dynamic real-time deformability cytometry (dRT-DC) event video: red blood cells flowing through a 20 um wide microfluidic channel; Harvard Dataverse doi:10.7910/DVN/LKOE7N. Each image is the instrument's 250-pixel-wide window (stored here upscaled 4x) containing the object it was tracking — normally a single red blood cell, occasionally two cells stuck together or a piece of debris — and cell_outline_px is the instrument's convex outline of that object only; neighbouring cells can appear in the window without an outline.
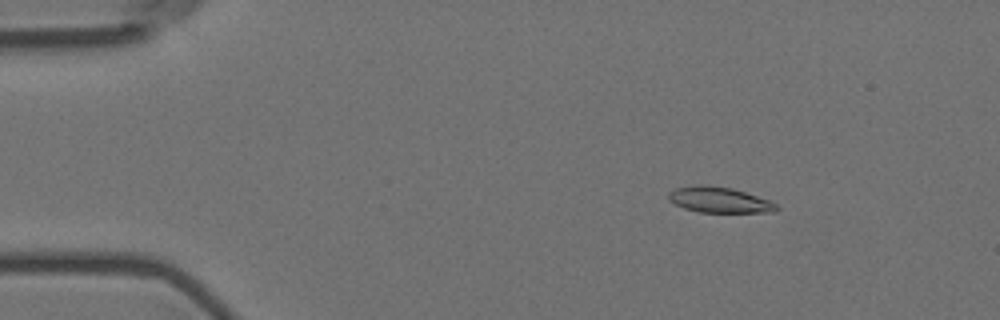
{"species": "Egyptian fruit bat (a non-hibernating species)", "species_latin": "Rousettus aegyptiacus", "temperature_condition": "room temperature", "stored_images_in_passage": 57, "camera_frame_rate_fps": 3000, "um_per_image_px": 0.085, "animal": {"sex": "female"}, "frame": {"image": 1, "passage_image": 9, "time_ms": 2.667, "image_size_px": [1000, 320], "cell_outline_px": [[780, 208], [776, 212], [700, 212], [684, 208], [668, 200], [668, 192], [676, 188], [696, 184], [708, 184], [732, 188], [768, 200], [776, 204]], "centroid_in_image_um": [61.12, 16.98], "position_along_channel_um": 23.9, "area_um2": 16.18}}
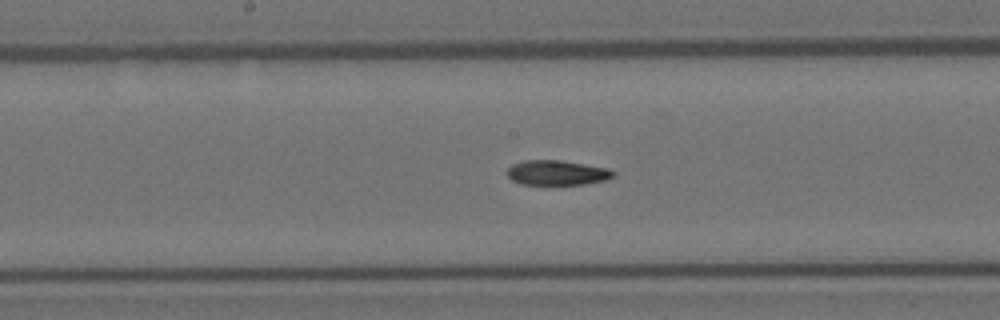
{"frame": {"image": 2, "passage_image": 30, "time_ms": 9.667, "image_size_px": [1000, 320], "cell_outline_px": [[616, 176], [608, 180], [584, 184], [520, 184], [512, 180], [504, 172], [512, 164], [524, 160], [560, 160], [608, 168], [616, 172]], "centroid_in_image_um": [47.35, 14.68], "position_along_channel_um": 200.8, "area_um2": 15.55}}
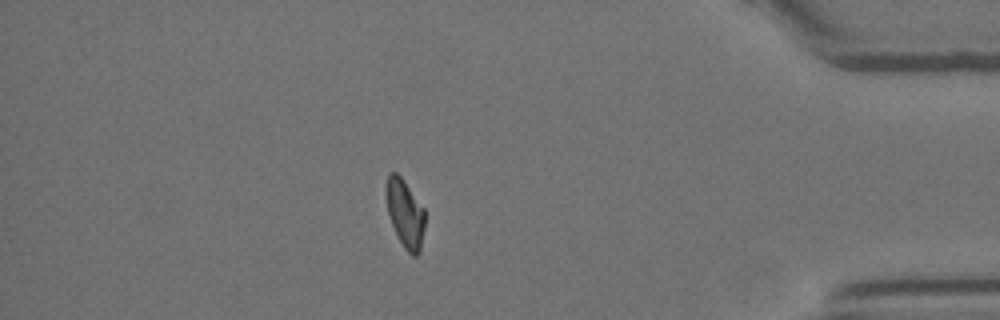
{"frame": {"image": 3, "passage_image": 50, "time_ms": 16.333, "image_size_px": [1000, 320], "cell_outline_px": [[424, 228], [420, 252], [416, 256], [412, 256], [404, 248], [388, 216], [384, 192], [384, 188], [388, 172], [396, 172], [404, 180], [424, 208]], "centroid_in_image_um": [34.4, 18.1], "position_along_channel_um": 400.8, "area_um2": 15.61}, "authors_computed_cell_mechanics": {"area_um2": 16.1262, "velocity_mm_per_s": 3.5956, "shape_relaxation_time_tau1_ms": null, "shape_relaxation_time_tau2_ms": 5.1657, "deformation_change_tau1": null, "deformation_change_tau2": 0.1004}}